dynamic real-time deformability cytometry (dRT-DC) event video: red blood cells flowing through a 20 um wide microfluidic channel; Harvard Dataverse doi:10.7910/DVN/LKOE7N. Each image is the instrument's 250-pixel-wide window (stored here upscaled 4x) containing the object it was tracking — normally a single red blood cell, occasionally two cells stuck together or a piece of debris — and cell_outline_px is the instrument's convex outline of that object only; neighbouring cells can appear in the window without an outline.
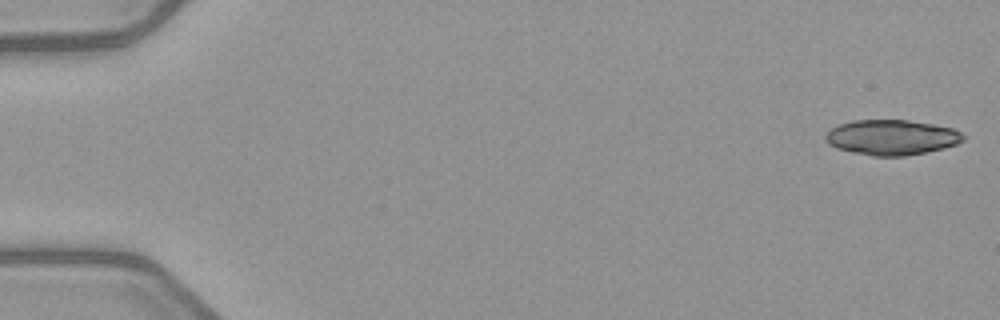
{"species": "common noctule bat (a hibernating species)", "species_latin": "Nyctalus noctula", "temperature_condition": "warm", "stored_images_in_passage": 6, "segment_of_instrument_passage": [1, 2], "camera_frame_rate_fps": 3000, "um_per_image_px": 0.085, "animal": {"sex": "female", "body_mass_g": 21.9}, "frame": {"image": 1, "passage_image": 1, "time_ms": 0.0, "image_size_px": [1000, 320], "cell_outline_px": [[964, 140], [956, 144], [944, 148], [904, 156], [872, 156], [852, 152], [836, 148], [828, 144], [824, 140], [824, 136], [832, 128], [840, 124], [852, 120], [908, 120], [932, 124], [952, 128], [960, 132], [964, 136]], "centroid_in_image_um": [75.76, 11.68], "position_along_channel_um": 9.2, "area_um2": 28.21}}